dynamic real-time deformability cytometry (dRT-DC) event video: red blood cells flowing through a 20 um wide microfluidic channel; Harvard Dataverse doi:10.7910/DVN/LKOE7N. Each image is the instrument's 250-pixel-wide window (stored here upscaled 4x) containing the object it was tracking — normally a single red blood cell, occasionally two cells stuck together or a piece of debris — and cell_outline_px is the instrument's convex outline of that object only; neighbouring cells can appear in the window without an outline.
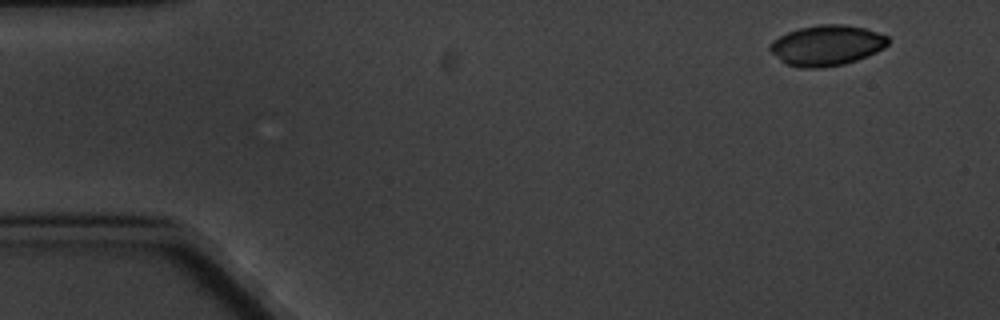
{"species": "common noctule bat (a hibernating species)", "species_latin": "Nyctalus noctula", "temperature_condition": "cold", "stored_images_in_passage": 6, "segment_of_instrument_passage": [1, 2], "camera_frame_rate_fps": 3000, "um_per_image_px": 0.085, "animal": {"sex": "male", "body_mass_g": 20.1, "forearm_length_mm": 53.5}, "frame": {"image": 1, "passage_image": 1, "time_ms": 0.0, "image_size_px": [1000, 320], "cell_outline_px": [[888, 44], [884, 48], [876, 52], [856, 60], [844, 64], [816, 68], [800, 68], [784, 64], [768, 48], [768, 44], [772, 40], [788, 32], [800, 28], [820, 24], [840, 24], [864, 28], [888, 36]], "centroid_in_image_um": [70.24, 3.86], "position_along_channel_um": 14.8, "area_um2": 27.74}}